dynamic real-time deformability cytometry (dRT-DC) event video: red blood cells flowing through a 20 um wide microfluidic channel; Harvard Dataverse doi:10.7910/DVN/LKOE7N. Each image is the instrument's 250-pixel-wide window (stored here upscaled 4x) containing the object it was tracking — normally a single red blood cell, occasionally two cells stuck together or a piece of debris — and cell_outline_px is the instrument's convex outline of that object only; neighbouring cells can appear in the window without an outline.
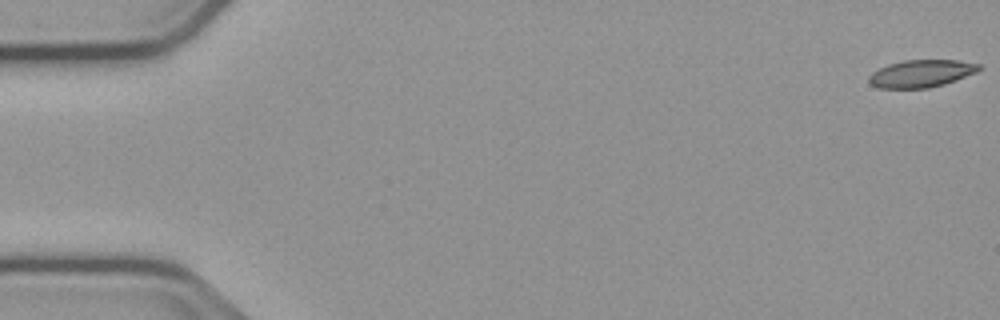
{"species": "common noctule bat (a hibernating species)", "species_latin": "Nyctalus noctula", "temperature_condition": "cold", "stored_images_in_passage": 51, "camera_frame_rate_fps": 3000, "um_per_image_px": 0.085, "animal": {"sex": "male", "body_mass_g": 23.1, "forearm_length_mm": 52.7}, "frame": {"image": 1, "passage_image": 1, "time_ms": 0.0, "image_size_px": [1000, 320], "cell_outline_px": [[980, 68], [976, 72], [944, 84], [928, 88], [880, 88], [872, 84], [868, 80], [868, 76], [872, 72], [888, 64], [904, 60], [960, 60], [980, 64]], "centroid_in_image_um": [78.29, 6.24], "position_along_channel_um": 6.7, "area_um2": 17.46}}
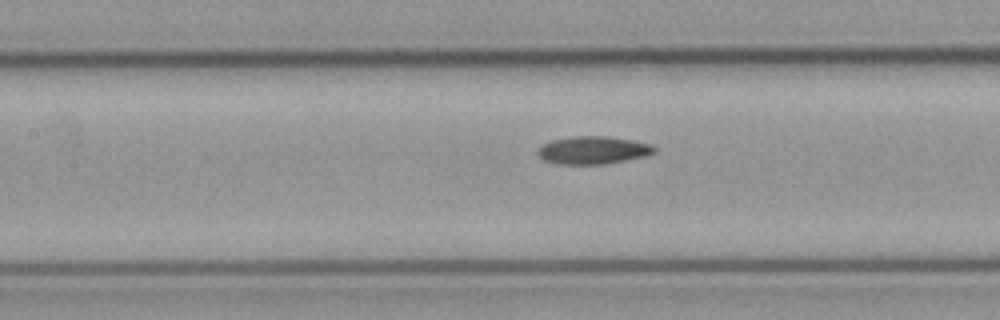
{"frame": {"image": 2, "passage_image": 25, "time_ms": 8.0, "image_size_px": [1000, 320], "cell_outline_px": [[656, 152], [644, 156], [604, 164], [556, 164], [544, 160], [536, 152], [544, 144], [552, 140], [572, 136], [608, 136], [632, 140], [652, 144], [656, 148]], "centroid_in_image_um": [50.42, 12.76], "position_along_channel_um": 157.0, "area_um2": 18.79}}
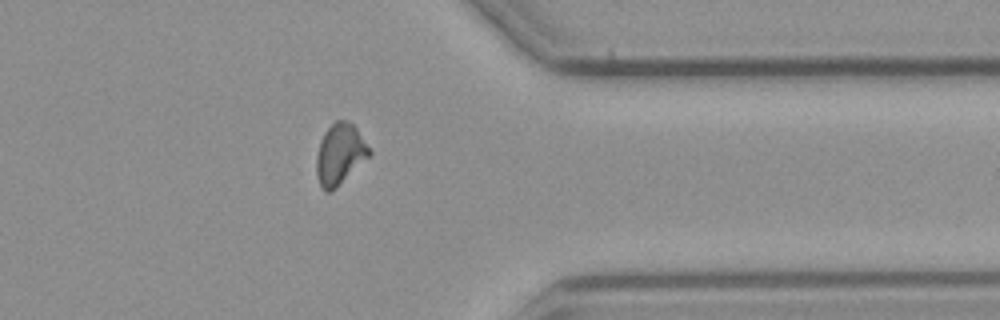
{"frame": {"image": 3, "passage_image": 44, "time_ms": 14.333, "image_size_px": [1000, 320], "cell_outline_px": [[372, 152], [336, 188], [328, 192], [324, 192], [320, 184], [316, 172], [316, 156], [320, 140], [324, 132], [336, 120], [348, 120], [356, 128]], "centroid_in_image_um": [28.86, 13.09], "position_along_channel_um": 382.5, "area_um2": 18.44}, "authors_computed_cell_mechanics": {"area_um2": 18.207, "velocity_mm_per_s": 3.7429, "shape_relaxation_time_tau1_ms": null, "shape_relaxation_time_tau2_ms": 10.6987, "deformation_change_tau1": null, "deformation_change_tau2": 0.1862}}